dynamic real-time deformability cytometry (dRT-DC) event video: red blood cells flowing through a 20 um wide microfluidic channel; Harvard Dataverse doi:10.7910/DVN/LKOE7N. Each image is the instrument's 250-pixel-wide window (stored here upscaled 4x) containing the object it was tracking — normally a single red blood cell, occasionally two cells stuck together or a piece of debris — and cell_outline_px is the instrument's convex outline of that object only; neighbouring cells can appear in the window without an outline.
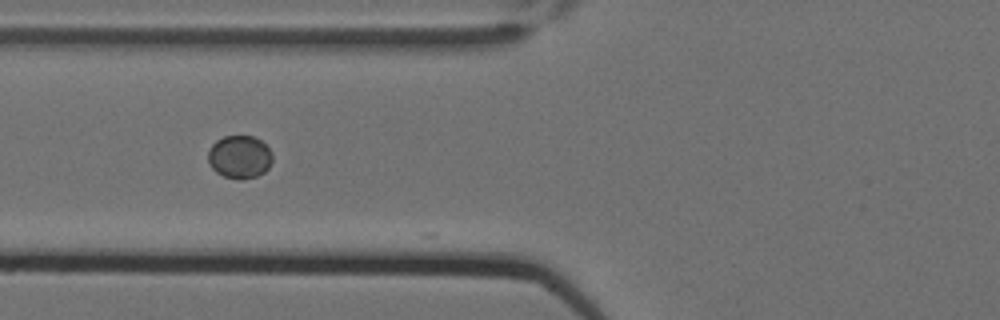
{"species": "Egyptian fruit bat (a non-hibernating species)", "species_latin": "Rousettus aegyptiacus", "temperature_condition": "cold", "stored_images_in_passage": 6, "camera_frame_rate_fps": 3000, "um_per_image_px": 0.085, "animal": {"sex": "female"}, "frame": {"image": 1, "passage_image": 5, "time_ms": 1.333, "image_size_px": [1000, 320], "cell_outline_px": [[272, 160], [268, 168], [264, 172], [256, 176], [240, 180], [224, 176], [216, 172], [212, 168], [208, 160], [208, 152], [212, 144], [216, 140], [224, 136], [252, 136], [260, 140], [272, 152]], "centroid_in_image_um": [20.36, 13.34], "position_along_channel_um": 105.4, "area_um2": 16.07}}
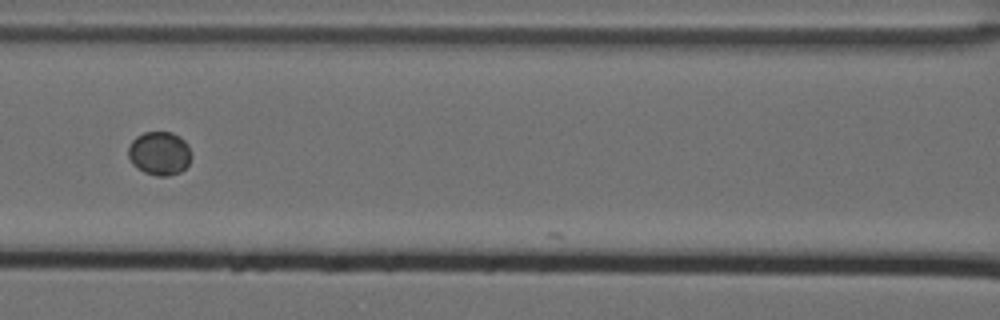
{"frame": {"image": 2, "passage_image": 6, "time_ms": 1.667, "image_size_px": [1000, 320], "cell_outline_px": [[192, 156], [188, 164], [180, 172], [168, 176], [156, 176], [144, 172], [132, 164], [128, 156], [128, 144], [136, 136], [144, 132], [172, 132], [180, 136], [188, 144]], "centroid_in_image_um": [13.55, 13.02], "position_along_channel_um": 153.1, "area_um2": 16.24}}